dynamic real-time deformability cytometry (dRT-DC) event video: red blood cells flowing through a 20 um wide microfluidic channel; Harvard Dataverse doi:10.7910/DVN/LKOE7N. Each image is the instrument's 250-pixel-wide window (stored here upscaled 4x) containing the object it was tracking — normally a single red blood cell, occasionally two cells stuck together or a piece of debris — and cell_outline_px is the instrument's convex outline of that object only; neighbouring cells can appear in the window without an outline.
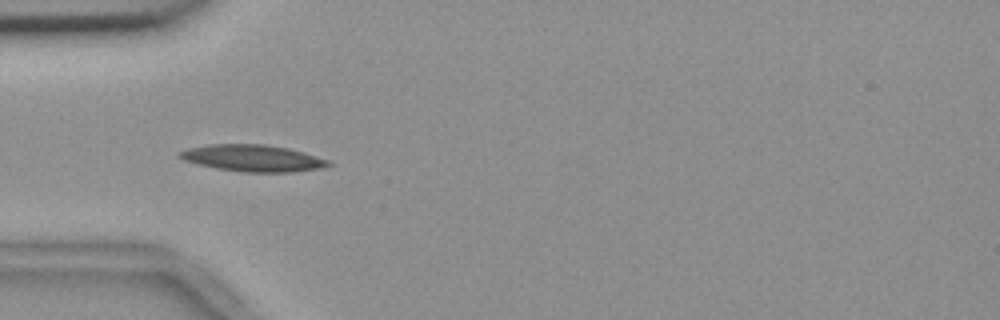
{"species": "common noctule bat (a hibernating species)", "species_latin": "Nyctalus noctula", "temperature_condition": "room temperature", "stored_images_in_passage": 35, "camera_frame_rate_fps": 3000, "um_per_image_px": 0.085, "animal": {"sex": "female", "body_mass_g": 18.4}, "frame": {"image": 1, "passage_image": 6, "time_ms": 1.667, "image_size_px": [1000, 320], "cell_outline_px": [[332, 164], [320, 168], [292, 172], [244, 172], [216, 168], [196, 164], [184, 160], [176, 156], [176, 152], [188, 148], [208, 144], [264, 144], [288, 148], [304, 152], [328, 160]], "centroid_in_image_um": [21.42, 13.43], "position_along_channel_um": 63.6, "area_um2": 23.24}}